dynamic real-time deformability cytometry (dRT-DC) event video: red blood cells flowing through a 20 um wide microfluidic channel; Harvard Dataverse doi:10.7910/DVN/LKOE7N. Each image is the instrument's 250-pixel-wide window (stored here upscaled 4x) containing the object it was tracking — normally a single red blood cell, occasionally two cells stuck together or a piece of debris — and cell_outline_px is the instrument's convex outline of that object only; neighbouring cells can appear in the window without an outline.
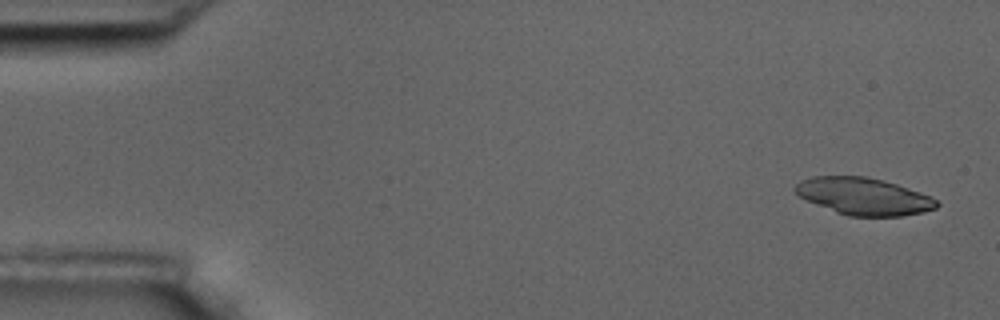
{"species": "common noctule bat (a hibernating species)", "species_latin": "Nyctalus noctula", "temperature_condition": "room temperature", "stored_images_in_passage": 5, "camera_frame_rate_fps": 3000, "um_per_image_px": 0.085, "animal": {"sex": "male", "body_mass_g": 17.5, "forearm_length_mm": 52.3}, "frame": {"image": 1, "passage_image": 1, "time_ms": 0.0, "image_size_px": [1000, 320], "cell_outline_px": [[940, 204], [936, 208], [924, 212], [900, 216], [848, 216], [836, 212], [816, 204], [800, 196], [792, 188], [800, 180], [812, 176], [868, 176], [884, 180], [932, 196]], "centroid_in_image_um": [73.42, 16.68], "position_along_channel_um": 11.6, "area_um2": 30.63}}